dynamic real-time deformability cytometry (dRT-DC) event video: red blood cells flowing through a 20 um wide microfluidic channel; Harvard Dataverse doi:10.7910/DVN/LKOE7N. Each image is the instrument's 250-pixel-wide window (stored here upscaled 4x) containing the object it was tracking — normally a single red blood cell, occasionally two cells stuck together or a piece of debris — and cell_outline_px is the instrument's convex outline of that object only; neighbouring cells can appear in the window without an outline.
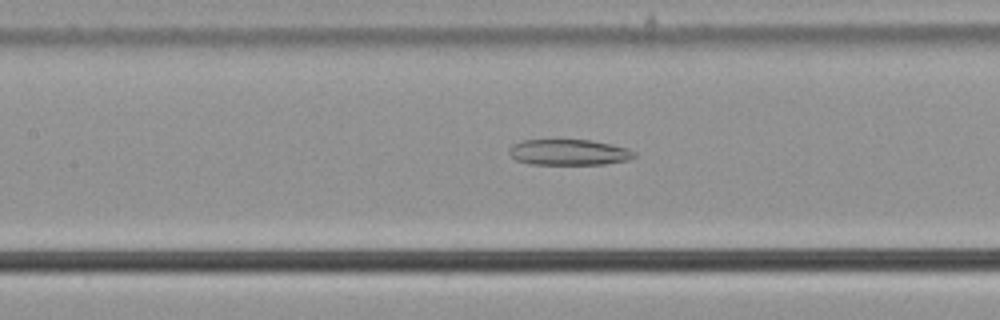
{"species": "common noctule bat (a hibernating species)", "species_latin": "Nyctalus noctula", "temperature_condition": "cold", "stored_images_in_passage": 23, "camera_frame_rate_fps": 3000, "um_per_image_px": 0.085, "animal": {"sex": "male", "body_mass_g": 21.5, "forearm_length_mm": 52.0}, "frame": {"image": 1, "passage_image": 14, "time_ms": 4.333, "image_size_px": [1000, 320], "cell_outline_px": [[636, 156], [628, 160], [604, 164], [528, 164], [516, 160], [508, 152], [508, 148], [512, 144], [520, 140], [592, 140], [612, 144], [628, 148], [636, 152]], "centroid_in_image_um": [48.35, 12.94], "position_along_channel_um": 159.1, "area_um2": 19.02}}
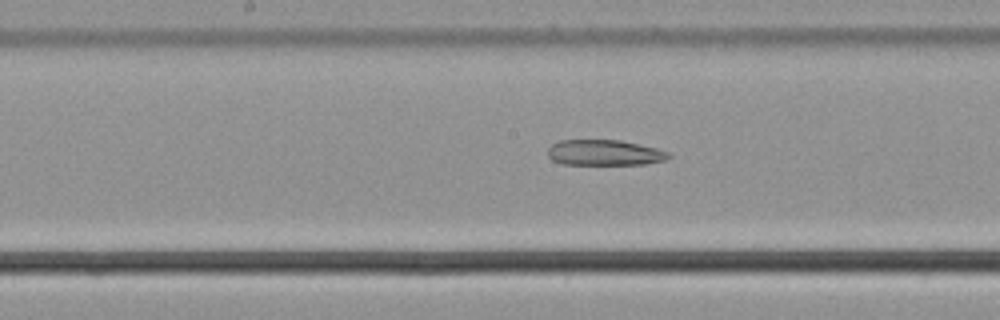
{"frame": {"image": 2, "passage_image": 17, "time_ms": 5.333, "image_size_px": [1000, 320], "cell_outline_px": [[672, 156], [664, 160], [644, 164], [564, 164], [552, 160], [548, 156], [548, 148], [552, 144], [560, 140], [620, 140], [656, 148], [668, 152]], "centroid_in_image_um": [51.36, 12.97], "position_along_channel_um": 196.8, "area_um2": 17.92}}